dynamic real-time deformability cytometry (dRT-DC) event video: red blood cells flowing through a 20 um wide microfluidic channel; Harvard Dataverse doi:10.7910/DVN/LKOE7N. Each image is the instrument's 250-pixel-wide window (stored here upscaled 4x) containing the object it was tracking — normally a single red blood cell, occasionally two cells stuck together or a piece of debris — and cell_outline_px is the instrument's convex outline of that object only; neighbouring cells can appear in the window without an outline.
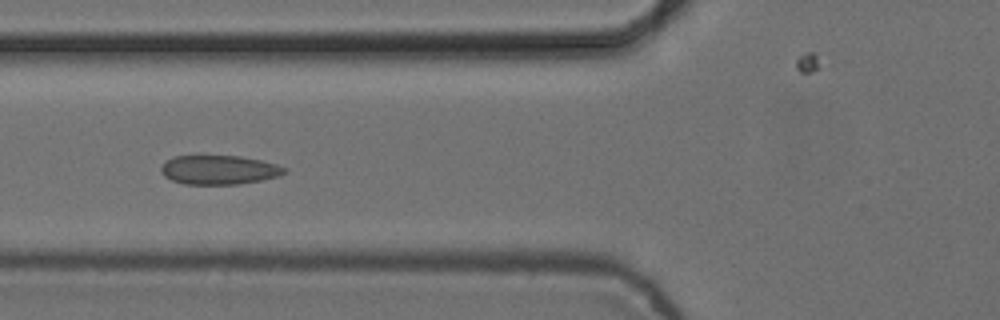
{"species": "common noctule bat (a hibernating species)", "species_latin": "Nyctalus noctula", "temperature_condition": "cold", "stored_images_in_passage": 8, "camera_frame_rate_fps": 3000, "um_per_image_px": 0.085, "animal": {"sex": "female", "body_mass_g": 24.6, "forearm_length_mm": 56.2}, "frame": {"image": 1, "passage_image": 6, "time_ms": 1.667, "image_size_px": [1000, 320], "cell_outline_px": [[288, 172], [280, 176], [240, 184], [184, 184], [172, 180], [164, 176], [160, 172], [160, 168], [172, 156], [240, 156], [260, 160], [276, 164], [288, 168]], "centroid_in_image_um": [18.65, 14.44], "position_along_channel_um": 107.2, "area_um2": 20.98}}
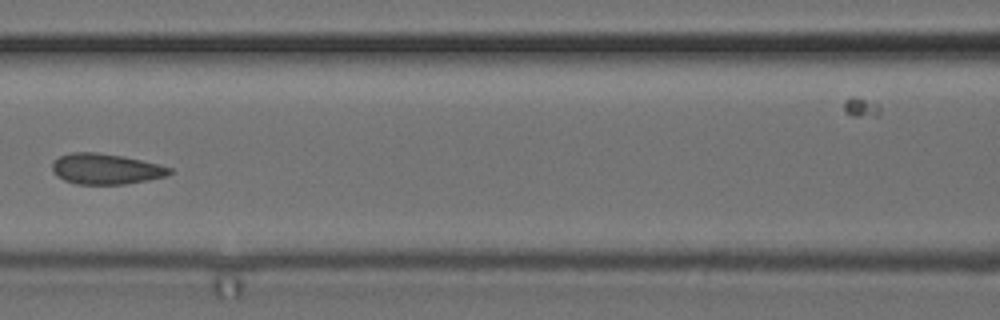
{"frame": {"image": 2, "passage_image": 7, "time_ms": 2.0, "image_size_px": [1000, 320], "cell_outline_px": [[172, 172], [168, 176], [148, 180], [124, 184], [76, 184], [64, 180], [52, 172], [52, 160], [60, 156], [72, 152], [96, 152], [124, 156], [160, 164], [172, 168]], "centroid_in_image_um": [9.0, 14.35], "position_along_channel_um": 157.6, "area_um2": 21.15}}